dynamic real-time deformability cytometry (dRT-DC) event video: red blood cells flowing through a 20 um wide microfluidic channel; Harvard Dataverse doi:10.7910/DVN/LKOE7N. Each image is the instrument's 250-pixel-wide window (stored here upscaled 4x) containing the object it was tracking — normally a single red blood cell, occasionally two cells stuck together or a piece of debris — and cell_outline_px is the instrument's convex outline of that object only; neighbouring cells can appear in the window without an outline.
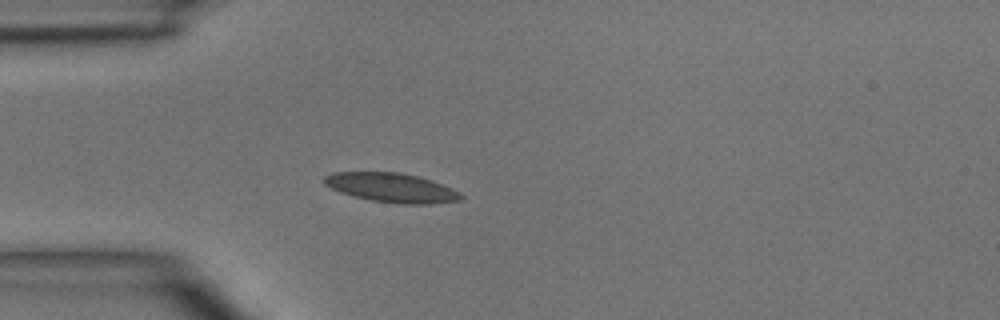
{"species": "common noctule bat (a hibernating species)", "species_latin": "Nyctalus noctula", "temperature_condition": "room temperature", "stored_images_in_passage": 4, "camera_frame_rate_fps": 3000, "um_per_image_px": 0.085, "animal": {"sex": "male", "body_mass_g": 15.6}, "frame": {"image": 1, "passage_image": 4, "time_ms": 4.0, "image_size_px": [1000, 320], "cell_outline_px": [[464, 196], [460, 200], [432, 204], [396, 204], [372, 200], [340, 192], [324, 184], [324, 176], [332, 172], [400, 172], [432, 180], [452, 188], [460, 192]], "centroid_in_image_um": [33.31, 15.95], "position_along_channel_um": 51.7, "area_um2": 23.29}}